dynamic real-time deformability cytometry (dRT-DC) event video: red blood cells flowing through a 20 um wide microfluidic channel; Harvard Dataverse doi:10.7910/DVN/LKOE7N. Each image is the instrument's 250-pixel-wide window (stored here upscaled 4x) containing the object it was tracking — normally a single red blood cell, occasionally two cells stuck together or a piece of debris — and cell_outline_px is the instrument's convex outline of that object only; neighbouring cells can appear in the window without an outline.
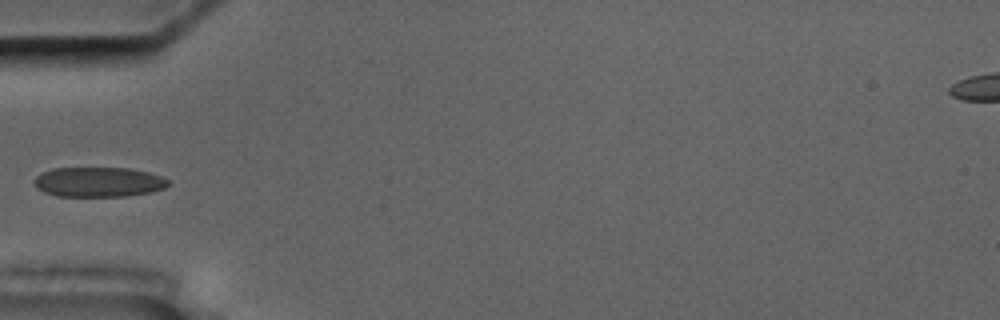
{"species": "common noctule bat (a hibernating species)", "species_latin": "Nyctalus noctula", "temperature_condition": "cold", "stored_images_in_passage": 7, "camera_frame_rate_fps": 3000, "um_per_image_px": 0.085, "animal": {"sex": "male", "body_mass_g": 17.5, "forearm_length_mm": 52.3}, "frame": {"image": 1, "passage_image": 6, "time_ms": 5.667, "image_size_px": [1000, 320], "cell_outline_px": [[168, 184], [164, 188], [152, 192], [124, 196], [56, 196], [44, 192], [36, 188], [32, 180], [36, 176], [52, 168], [128, 168], [148, 172], [160, 176], [168, 180]], "centroid_in_image_um": [8.33, 15.47], "position_along_channel_um": 76.7, "area_um2": 23.29}}